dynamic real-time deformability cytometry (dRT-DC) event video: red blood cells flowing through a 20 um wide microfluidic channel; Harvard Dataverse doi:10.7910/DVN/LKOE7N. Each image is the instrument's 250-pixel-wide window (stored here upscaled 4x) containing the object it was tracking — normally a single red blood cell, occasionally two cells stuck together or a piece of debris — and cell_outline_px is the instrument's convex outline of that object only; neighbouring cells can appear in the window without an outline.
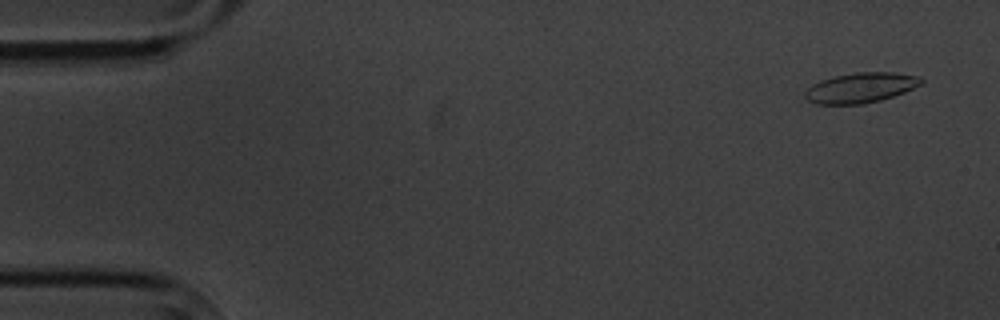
{"species": "common noctule bat (a hibernating species)", "species_latin": "Nyctalus noctula", "temperature_condition": "cold", "stored_images_in_passage": 4, "camera_frame_rate_fps": 3000, "um_per_image_px": 0.085, "animal": {"sex": "male", "body_mass_g": 20.1, "forearm_length_mm": 53.5}, "frame": {"image": 1, "passage_image": 1, "time_ms": 0.0, "image_size_px": [1000, 320], "cell_outline_px": [[924, 80], [920, 84], [904, 92], [880, 100], [864, 104], [816, 104], [808, 100], [804, 96], [804, 92], [812, 84], [820, 80], [836, 76], [856, 72], [892, 72], [920, 76]], "centroid_in_image_um": [73.14, 7.45], "position_along_channel_um": 11.9, "area_um2": 20.29}}